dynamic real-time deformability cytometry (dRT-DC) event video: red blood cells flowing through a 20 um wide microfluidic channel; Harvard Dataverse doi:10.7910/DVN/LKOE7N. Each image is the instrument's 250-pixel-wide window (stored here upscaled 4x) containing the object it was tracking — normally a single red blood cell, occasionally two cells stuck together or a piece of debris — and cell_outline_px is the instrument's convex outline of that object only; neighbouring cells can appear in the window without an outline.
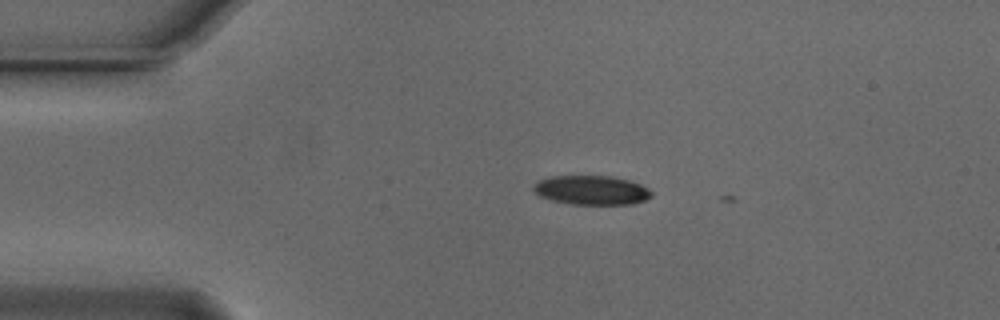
{"species": "Egyptian fruit bat (a non-hibernating species)", "species_latin": "Rousettus aegyptiacus", "temperature_condition": "cold", "stored_images_in_passage": 2, "camera_frame_rate_fps": 3000, "um_per_image_px": 0.085, "animal": {"sex": "male"}, "frame": {"image": 1, "passage_image": 1, "time_ms": 0.0, "image_size_px": [1000, 320], "cell_outline_px": [[652, 196], [644, 200], [632, 204], [572, 204], [552, 200], [540, 196], [532, 188], [536, 180], [548, 176], [612, 176], [628, 180], [640, 184], [648, 188], [652, 192]], "centroid_in_image_um": [50.26, 16.15], "position_along_channel_um": 34.7, "area_um2": 20.11}}